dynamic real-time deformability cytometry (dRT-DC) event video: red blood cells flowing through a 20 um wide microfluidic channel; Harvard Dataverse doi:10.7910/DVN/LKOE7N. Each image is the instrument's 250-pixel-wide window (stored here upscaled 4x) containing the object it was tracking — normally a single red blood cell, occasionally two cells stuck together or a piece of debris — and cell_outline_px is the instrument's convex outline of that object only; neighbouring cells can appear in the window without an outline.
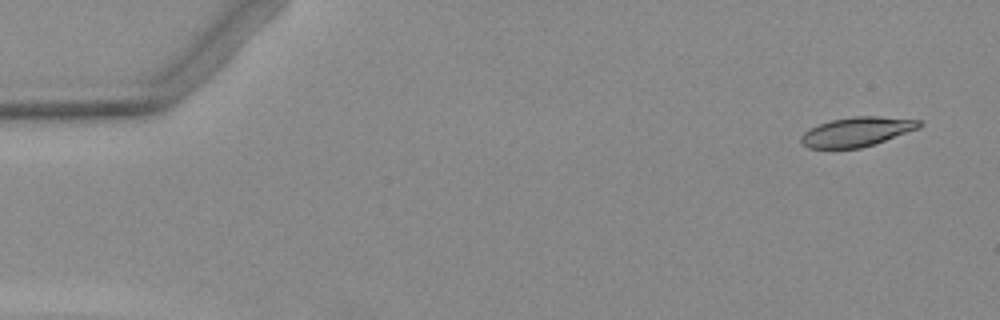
{"species": "Egyptian fruit bat (a non-hibernating species)", "species_latin": "Rousettus aegyptiacus", "temperature_condition": "warm", "stored_images_in_passage": 4, "camera_frame_rate_fps": 3000, "um_per_image_px": 0.085, "animal": {"sex": "female"}, "frame": {"image": 1, "passage_image": 1, "time_ms": 0.0, "image_size_px": [1000, 320], "cell_outline_px": [[924, 124], [920, 128], [860, 148], [808, 148], [800, 140], [800, 136], [808, 128], [832, 120], [852, 116], [880, 116], [920, 120]], "centroid_in_image_um": [72.83, 11.18], "position_along_channel_um": 12.2, "area_um2": 20.11}}
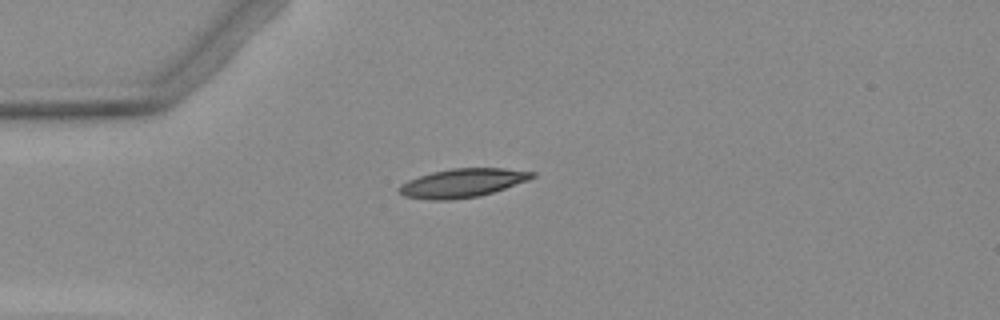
{"frame": {"image": 2, "passage_image": 4, "time_ms": 3.667, "image_size_px": [1000, 320], "cell_outline_px": [[536, 176], [528, 180], [480, 196], [448, 200], [428, 200], [404, 196], [396, 188], [400, 184], [408, 180], [432, 172], [452, 168], [504, 168], [536, 172]], "centroid_in_image_um": [39.29, 15.55], "position_along_channel_um": 45.7, "area_um2": 22.2}}